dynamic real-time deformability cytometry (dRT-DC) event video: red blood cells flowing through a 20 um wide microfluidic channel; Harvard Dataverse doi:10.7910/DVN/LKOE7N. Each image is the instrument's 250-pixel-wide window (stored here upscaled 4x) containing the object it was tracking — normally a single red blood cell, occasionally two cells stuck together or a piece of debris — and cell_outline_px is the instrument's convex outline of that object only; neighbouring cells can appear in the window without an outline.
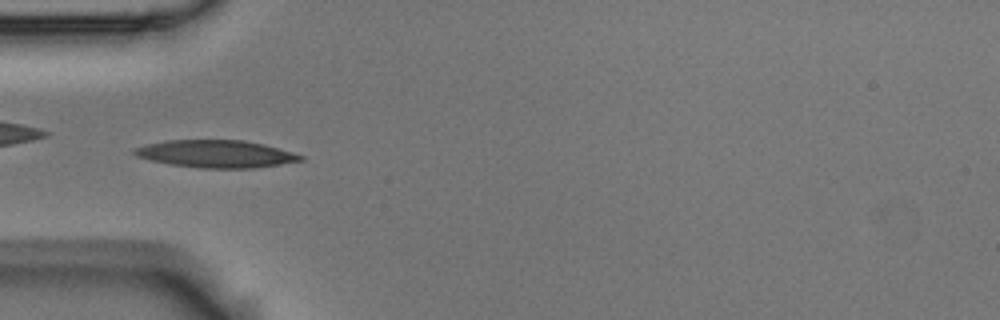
{"species": "Egyptian fruit bat (a non-hibernating species)", "species_latin": "Rousettus aegyptiacus", "temperature_condition": "room temperature", "stored_images_in_passage": 53, "camera_frame_rate_fps": 3000, "um_per_image_px": 0.085, "animal": {"sex": "male"}, "frame": {"image": 1, "passage_image": 16, "time_ms": 5.0, "image_size_px": [1000, 320], "cell_outline_px": [[304, 160], [280, 164], [252, 168], [200, 168], [172, 164], [152, 160], [136, 156], [132, 152], [132, 148], [148, 144], [168, 140], [244, 140], [264, 144], [292, 152], [304, 156]], "centroid_in_image_um": [18.36, 13.07], "position_along_channel_um": 66.6, "area_um2": 26.41}}
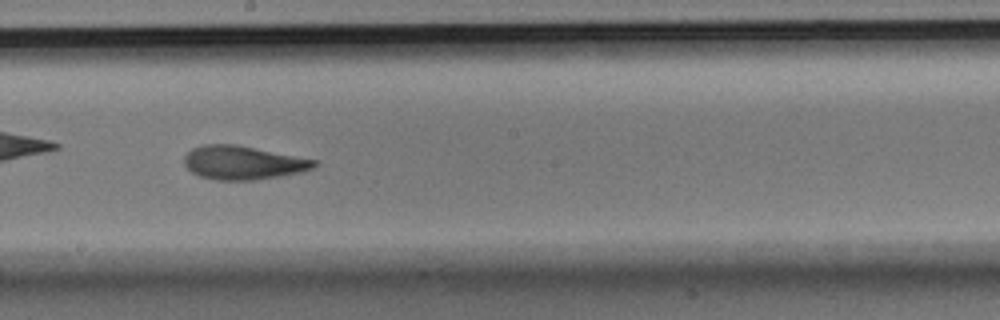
{"frame": {"image": 2, "passage_image": 29, "time_ms": 9.333, "image_size_px": [1000, 320], "cell_outline_px": [[320, 160], [312, 168], [300, 172], [256, 180], [216, 180], [200, 176], [192, 172], [184, 164], [184, 156], [192, 148], [204, 144], [236, 144]], "centroid_in_image_um": [20.66, 13.82], "position_along_channel_um": 227.5, "area_um2": 25.55}}
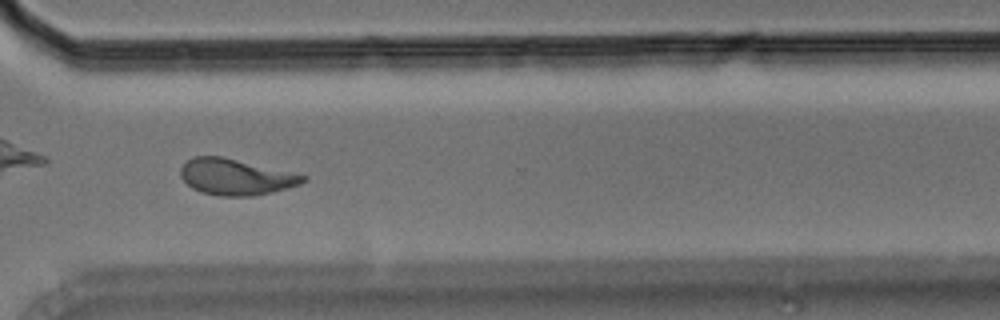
{"frame": {"image": 3, "passage_image": 39, "time_ms": 12.667, "image_size_px": [1000, 320], "cell_outline_px": [[308, 180], [300, 184], [272, 192], [252, 196], [216, 196], [200, 192], [192, 188], [180, 176], [180, 168], [188, 160], [196, 156], [224, 156], [308, 176]], "centroid_in_image_um": [20.04, 15.04], "position_along_channel_um": 350.6, "area_um2": 25.84}, "authors_computed_cell_mechanics": {"area_um2": 25.0852, "velocity_mm_per_s": 3.6962, "shape_relaxation_time_tau1_ms": 8.1223, "shape_relaxation_time_tau2_ms": 2.0632, "deformation_change_tau1": 0.2393, "deformation_change_tau2": 0.0854}}